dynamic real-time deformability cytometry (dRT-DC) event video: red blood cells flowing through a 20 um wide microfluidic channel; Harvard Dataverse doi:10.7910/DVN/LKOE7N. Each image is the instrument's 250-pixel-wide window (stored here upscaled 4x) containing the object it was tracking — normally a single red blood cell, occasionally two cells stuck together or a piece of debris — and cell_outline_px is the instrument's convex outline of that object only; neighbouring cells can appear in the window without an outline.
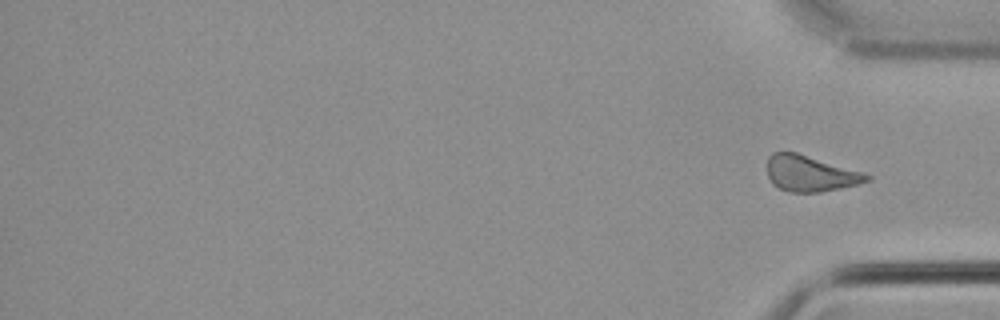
{"species": "common noctule bat (a hibernating species)", "species_latin": "Nyctalus noctula", "temperature_condition": "cold", "stored_images_in_passage": 33, "segment_of_instrument_passage": [2, 2], "camera_frame_rate_fps": 3000, "um_per_image_px": 0.085, "animal": {"sex": "male", "body_mass_g": 21.5, "forearm_length_mm": 52.0}, "frame": {"image": 1, "passage_image": 33, "time_ms": 10.667, "image_size_px": [1000, 320], "cell_outline_px": [[872, 180], [856, 184], [820, 192], [788, 192], [772, 184], [768, 176], [768, 156], [772, 152], [796, 152], [860, 172], [872, 176]], "centroid_in_image_um": [68.82, 14.75], "position_along_channel_um": 366.4, "area_um2": 20.46}}